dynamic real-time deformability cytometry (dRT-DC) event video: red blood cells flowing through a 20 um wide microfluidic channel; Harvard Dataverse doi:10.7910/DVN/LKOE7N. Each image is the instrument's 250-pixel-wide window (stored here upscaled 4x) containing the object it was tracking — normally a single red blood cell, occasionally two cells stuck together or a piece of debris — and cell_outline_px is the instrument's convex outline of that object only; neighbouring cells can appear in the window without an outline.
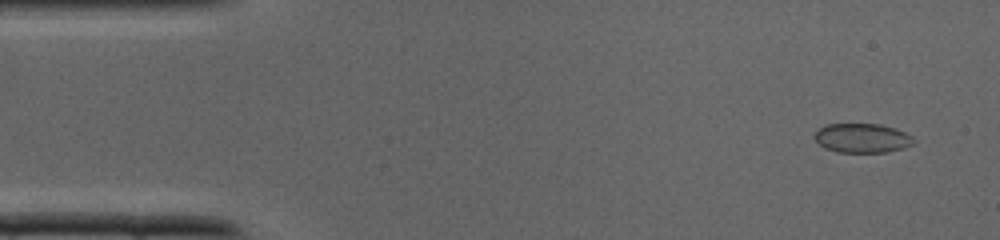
{"species": "common noctule bat (a hibernating species)", "species_latin": "Nyctalus noctula", "temperature_condition": "cold", "stored_images_in_passage": 37, "camera_frame_rate_fps": 3000, "um_per_image_px": 0.085, "animal": {"sex": "male", "body_mass_g": 19.0, "forearm_length_mm": 50.8}, "frame": {"image": 1, "passage_image": 2, "time_ms": 0.333, "image_size_px": [1000, 240], "cell_outline_px": [[916, 144], [904, 148], [888, 152], [836, 152], [824, 148], [812, 136], [816, 128], [824, 124], [880, 124], [896, 128], [912, 136], [916, 140]], "centroid_in_image_um": [73.28, 11.73], "position_along_channel_um": 11.7, "area_um2": 17.34}}
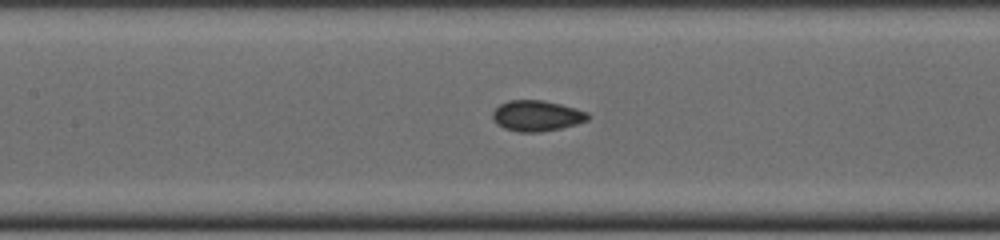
{"frame": {"image": 2, "passage_image": 16, "time_ms": 5.0, "image_size_px": [1000, 240], "cell_outline_px": [[592, 116], [588, 120], [576, 124], [560, 128], [540, 132], [520, 132], [504, 128], [496, 124], [492, 116], [492, 112], [500, 104], [508, 100], [544, 100], [576, 108], [588, 112]], "centroid_in_image_um": [45.64, 9.84], "position_along_channel_um": 161.8, "area_um2": 17.17}}
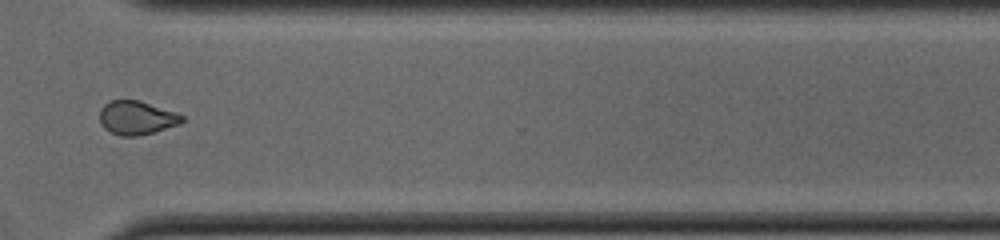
{"frame": {"image": 3, "passage_image": 27, "time_ms": 8.667, "image_size_px": [1000, 240], "cell_outline_px": [[184, 120], [180, 124], [140, 136], [120, 136], [104, 128], [100, 124], [100, 108], [108, 100], [140, 100], [176, 112], [184, 116]], "centroid_in_image_um": [11.61, 10.0], "position_along_channel_um": 359.0, "area_um2": 16.36}}